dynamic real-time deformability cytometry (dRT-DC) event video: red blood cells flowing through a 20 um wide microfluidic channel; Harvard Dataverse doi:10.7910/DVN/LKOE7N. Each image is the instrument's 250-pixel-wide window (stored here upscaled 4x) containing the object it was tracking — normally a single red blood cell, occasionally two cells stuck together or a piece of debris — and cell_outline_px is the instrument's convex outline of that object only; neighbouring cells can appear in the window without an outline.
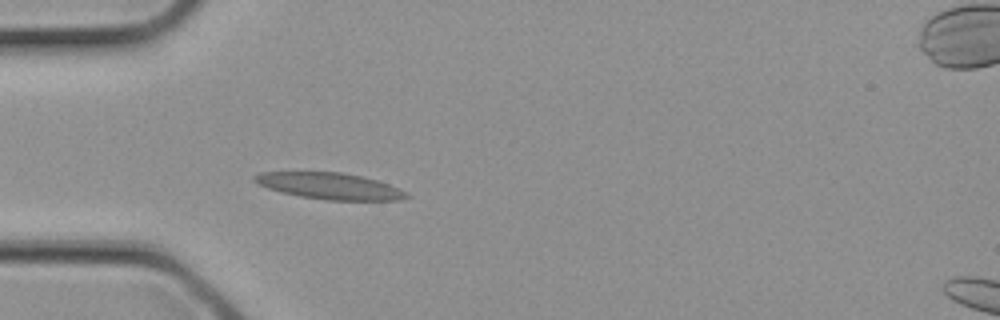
{"species": "common noctule bat (a hibernating species)", "species_latin": "Nyctalus noctula", "temperature_condition": "cold", "stored_images_in_passage": 2, "camera_frame_rate_fps": 3000, "um_per_image_px": 0.085, "animal": {"sex": "female", "body_mass_g": 21.9}, "frame": {"image": 1, "passage_image": 1, "time_ms": 0.0, "image_size_px": [1000, 320], "cell_outline_px": [[412, 196], [400, 200], [324, 200], [300, 196], [280, 192], [268, 188], [252, 180], [252, 176], [260, 172], [340, 172], [364, 176], [388, 184], [408, 192]], "centroid_in_image_um": [28.04, 15.81], "position_along_channel_um": 57.0, "area_um2": 23.47}}